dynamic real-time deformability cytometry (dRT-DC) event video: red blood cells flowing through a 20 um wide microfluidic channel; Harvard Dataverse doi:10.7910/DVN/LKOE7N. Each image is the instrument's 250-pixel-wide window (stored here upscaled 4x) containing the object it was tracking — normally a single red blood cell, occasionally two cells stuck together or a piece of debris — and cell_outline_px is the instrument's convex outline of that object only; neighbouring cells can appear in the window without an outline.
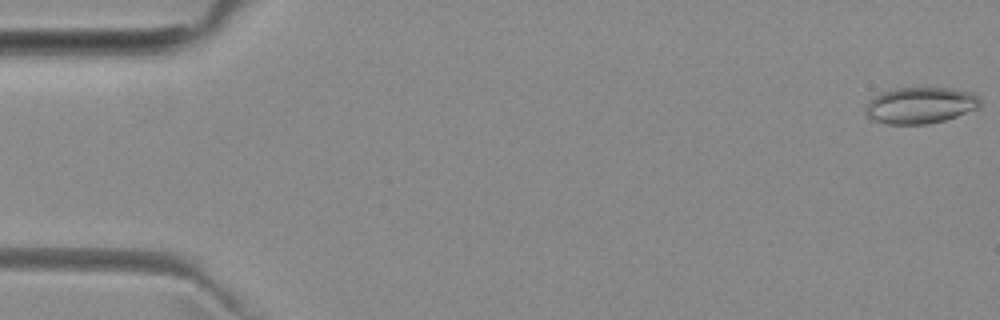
{"species": "common noctule bat (a hibernating species)", "species_latin": "Nyctalus noctula", "temperature_condition": "room temperature", "stored_images_in_passage": 6, "camera_frame_rate_fps": 3000, "um_per_image_px": 0.085, "animal": {"sex": "female", "body_mass_g": 29.2, "forearm_length_mm": 56.3}, "frame": {"image": 1, "passage_image": 1, "time_ms": 0.0, "image_size_px": [1000, 320], "cell_outline_px": [[980, 108], [944, 120], [928, 124], [888, 124], [872, 120], [864, 112], [864, 108], [868, 100], [880, 92], [896, 88], [952, 88], [972, 92], [980, 100]], "centroid_in_image_um": [78.19, 8.95], "position_along_channel_um": 6.8, "area_um2": 24.51}}
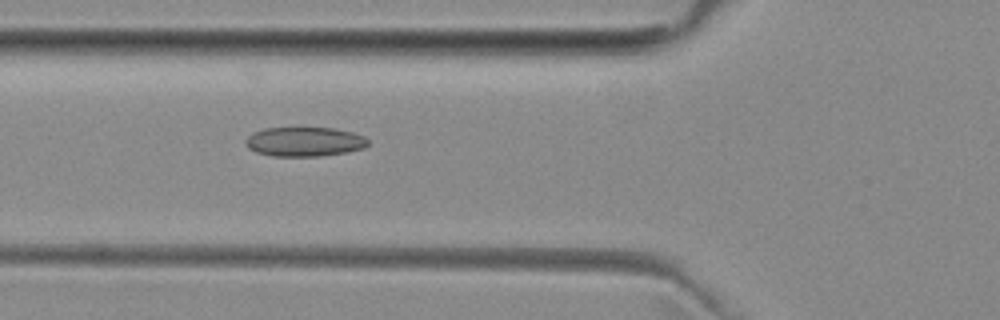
{"frame": {"image": 2, "passage_image": 6, "time_ms": 6.0, "image_size_px": [1000, 320], "cell_outline_px": [[368, 144], [364, 148], [348, 152], [320, 156], [272, 156], [256, 152], [248, 148], [244, 140], [252, 132], [264, 128], [296, 124], [336, 128], [352, 132], [364, 136], [368, 140]], "centroid_in_image_um": [25.85, 11.98], "position_along_channel_um": 100.0, "area_um2": 22.14}}